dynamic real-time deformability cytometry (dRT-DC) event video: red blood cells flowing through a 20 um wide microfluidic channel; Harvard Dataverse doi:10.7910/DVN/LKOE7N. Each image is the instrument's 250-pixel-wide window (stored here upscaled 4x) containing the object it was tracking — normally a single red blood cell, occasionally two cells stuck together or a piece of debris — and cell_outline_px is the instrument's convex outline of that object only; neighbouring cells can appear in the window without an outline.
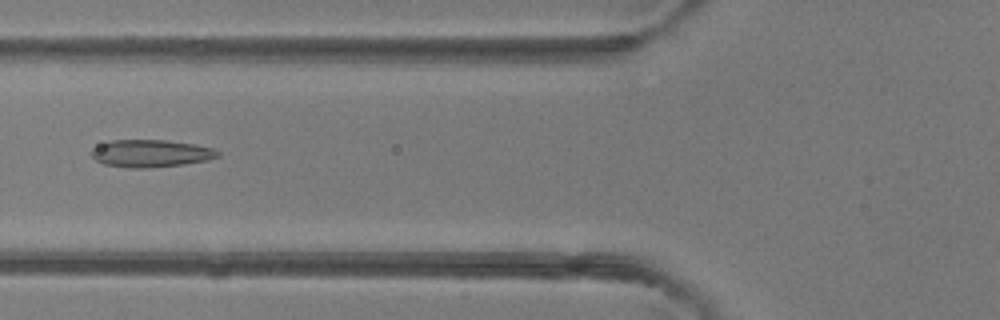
{"species": "common noctule bat (a hibernating species)", "species_latin": "Nyctalus noctula", "temperature_condition": "room temperature", "stored_images_in_passage": 48, "camera_frame_rate_fps": 3000, "um_per_image_px": 0.085, "animal": {"sex": "female"}, "frame": {"image": 1, "passage_image": 19, "time_ms": 6.0, "image_size_px": [1000, 320], "cell_outline_px": [[220, 156], [208, 160], [184, 164], [148, 168], [128, 168], [104, 164], [96, 160], [92, 156], [92, 148], [108, 140], [164, 140], [192, 144], [212, 148], [220, 152]], "centroid_in_image_um": [12.8, 13.04], "position_along_channel_um": 113.0, "area_um2": 20.17}}
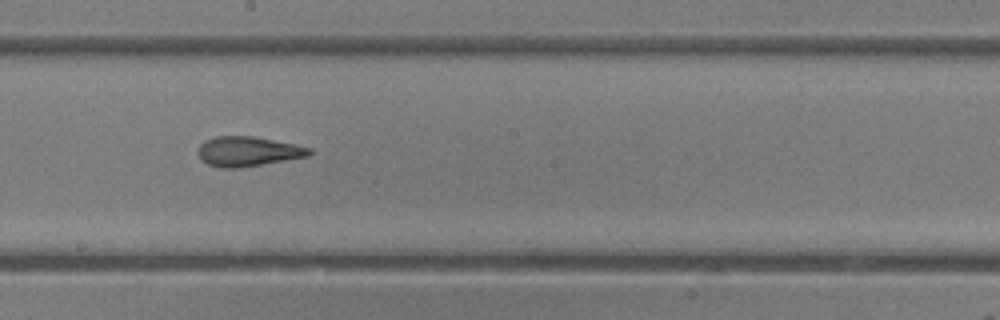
{"frame": {"image": 2, "passage_image": 27, "time_ms": 8.667, "image_size_px": [1000, 320], "cell_outline_px": [[312, 152], [308, 156], [240, 168], [220, 168], [208, 164], [200, 160], [196, 152], [200, 144], [204, 140], [216, 136], [252, 136], [296, 144], [312, 148]], "centroid_in_image_um": [21.03, 12.87], "position_along_channel_um": 227.2, "area_um2": 19.48}}
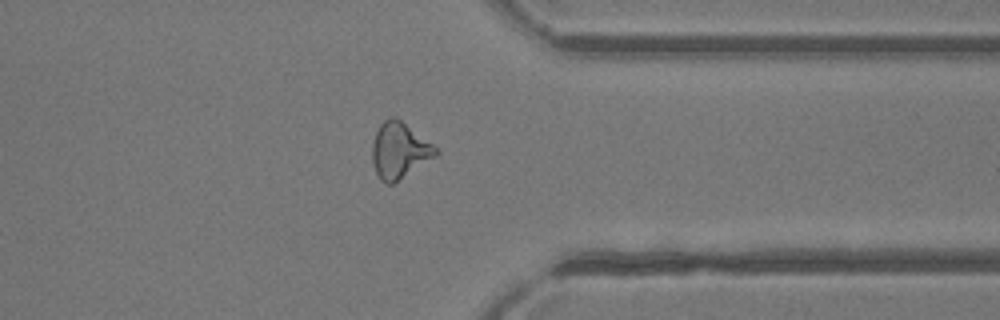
{"frame": {"image": 3, "passage_image": 38, "time_ms": 12.333, "image_size_px": [1000, 320], "cell_outline_px": [[440, 152], [436, 156], [392, 184], [388, 184], [380, 180], [376, 172], [372, 160], [372, 144], [376, 132], [380, 124], [384, 120], [392, 116], [396, 116], [432, 144]], "centroid_in_image_um": [33.93, 12.78], "position_along_channel_um": 377.5, "area_um2": 20.46}, "authors_computed_cell_mechanics": {"area_um2": 20.8947, "velocity_mm_per_s": 4.2649, "shape_relaxation_time_tau1_ms": null, "shape_relaxation_time_tau2_ms": 2.0113, "deformation_change_tau1": null, "deformation_change_tau2": 0.0985}}